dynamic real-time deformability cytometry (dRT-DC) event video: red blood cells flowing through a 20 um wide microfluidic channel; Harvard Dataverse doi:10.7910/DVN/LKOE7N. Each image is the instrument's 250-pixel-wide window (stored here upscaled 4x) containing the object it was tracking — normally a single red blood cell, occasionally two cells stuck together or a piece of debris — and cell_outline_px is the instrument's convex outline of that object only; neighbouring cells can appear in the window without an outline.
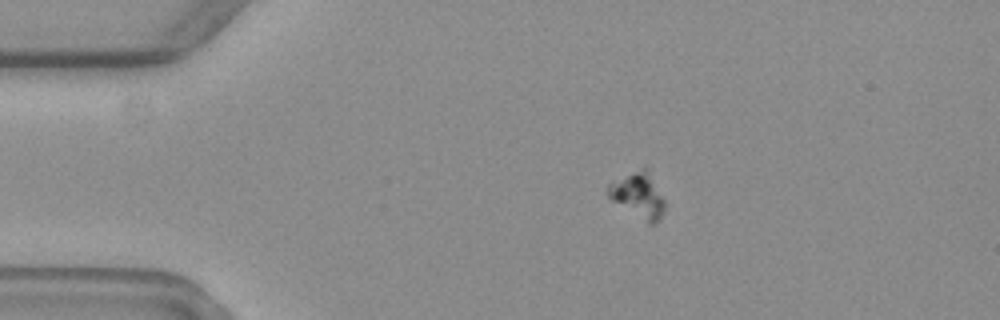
{"species": "common noctule bat (a hibernating species)", "species_latin": "Nyctalus noctula", "temperature_condition": "warm", "stored_images_in_passage": 5, "camera_frame_rate_fps": 3000, "um_per_image_px": 0.085, "animal": {"sex": "female", "body_mass_g": 19.3, "forearm_length_mm": 54.1}, "frame": {"image": 1, "passage_image": 4, "time_ms": 3.667, "image_size_px": [1000, 320], "cell_outline_px": [[664, 208], [656, 224], [648, 224], [608, 200], [604, 192], [604, 188], [612, 180], [644, 168], [648, 168], [664, 200]], "centroid_in_image_um": [54.16, 16.62], "position_along_channel_um": 30.8, "area_um2": 15.37}}